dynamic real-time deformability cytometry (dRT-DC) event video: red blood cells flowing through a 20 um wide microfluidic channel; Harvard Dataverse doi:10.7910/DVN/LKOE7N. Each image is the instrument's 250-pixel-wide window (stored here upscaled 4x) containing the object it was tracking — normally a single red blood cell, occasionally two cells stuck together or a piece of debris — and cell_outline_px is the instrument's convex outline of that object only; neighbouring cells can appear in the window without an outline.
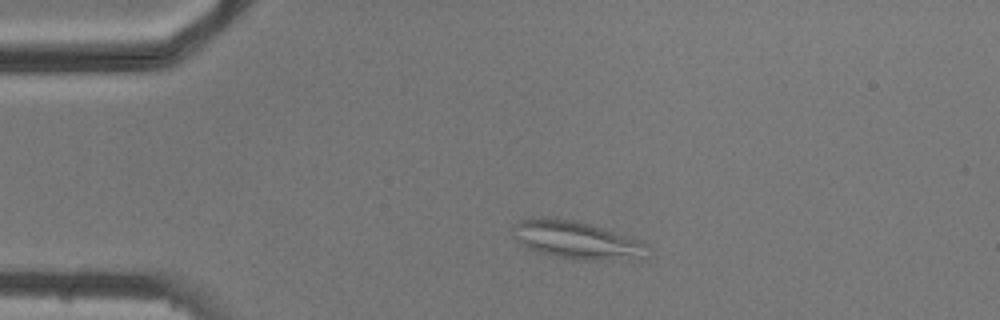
{"species": "common noctule bat (a hibernating species)", "species_latin": "Nyctalus noctula", "temperature_condition": "cold", "stored_images_in_passage": 3, "camera_frame_rate_fps": 3000, "um_per_image_px": 0.085, "animal": {"sex": "male", "body_mass_g": 20.5, "forearm_length_mm": 52.5}, "frame": {"image": 1, "passage_image": 2, "time_ms": 1.0, "image_size_px": [1000, 320], "cell_outline_px": [[648, 256], [632, 260], [584, 260], [560, 256], [540, 252], [528, 248], [520, 244], [512, 236], [512, 228], [520, 220], [540, 216], [572, 220], [588, 224], [640, 240], [648, 244]], "centroid_in_image_um": [49.02, 20.41], "position_along_channel_um": 36.0, "area_um2": 29.54}}